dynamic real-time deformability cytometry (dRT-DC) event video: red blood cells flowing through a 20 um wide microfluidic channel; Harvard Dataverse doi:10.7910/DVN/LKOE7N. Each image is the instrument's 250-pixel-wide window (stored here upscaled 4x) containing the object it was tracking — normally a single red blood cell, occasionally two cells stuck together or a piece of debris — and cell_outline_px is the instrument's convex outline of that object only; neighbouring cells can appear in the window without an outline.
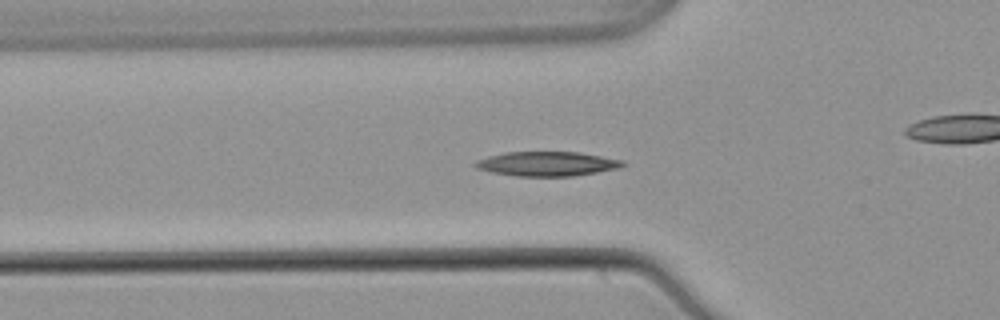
{"species": "common noctule bat (a hibernating species)", "species_latin": "Nyctalus noctula", "temperature_condition": "warm", "stored_images_in_passage": 42, "camera_frame_rate_fps": 3000, "um_per_image_px": 0.085, "animal": {"sex": "male", "body_mass_g": 21.5, "forearm_length_mm": 52.0}, "frame": {"image": 1, "passage_image": 6, "time_ms": 1.667, "image_size_px": [1000, 320], "cell_outline_px": [[628, 164], [620, 168], [572, 176], [516, 176], [492, 172], [476, 168], [472, 164], [476, 160], [488, 156], [504, 152], [580, 152], [624, 160]], "centroid_in_image_um": [46.51, 13.92], "position_along_channel_um": 79.3, "area_um2": 21.15}}
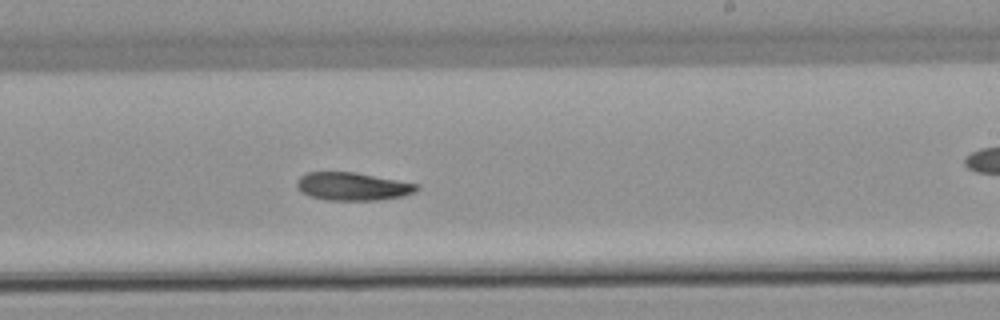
{"frame": {"image": 2, "passage_image": 20, "time_ms": 6.333, "image_size_px": [1000, 320], "cell_outline_px": [[420, 188], [416, 192], [404, 196], [380, 200], [324, 200], [308, 196], [300, 192], [296, 184], [296, 180], [300, 176], [308, 172], [356, 172], [420, 184]], "centroid_in_image_um": [29.99, 15.85], "position_along_channel_um": 259.0, "area_um2": 19.94}}
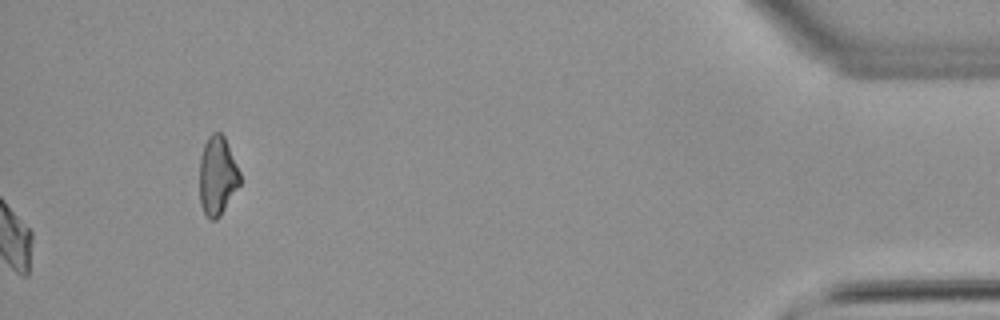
{"frame": {"image": 3, "passage_image": 42, "time_ms": 13.667, "image_size_px": [1000, 320], "cell_outline_px": [[240, 184], [220, 216], [216, 220], [208, 220], [200, 204], [200, 156], [204, 144], [208, 136], [212, 132], [220, 132], [224, 136], [240, 172]], "centroid_in_image_um": [18.47, 14.95], "position_along_channel_um": 416.7, "area_um2": 18.61}, "authors_computed_cell_mechanics": {"area_um2": 19.941, "velocity_mm_per_s": 3.8548, "shape_relaxation_time_tau1_ms": 7.7935, "shape_relaxation_time_tau2_ms": null, "deformation_change_tau1": 0.1886, "deformation_change_tau2": null}}